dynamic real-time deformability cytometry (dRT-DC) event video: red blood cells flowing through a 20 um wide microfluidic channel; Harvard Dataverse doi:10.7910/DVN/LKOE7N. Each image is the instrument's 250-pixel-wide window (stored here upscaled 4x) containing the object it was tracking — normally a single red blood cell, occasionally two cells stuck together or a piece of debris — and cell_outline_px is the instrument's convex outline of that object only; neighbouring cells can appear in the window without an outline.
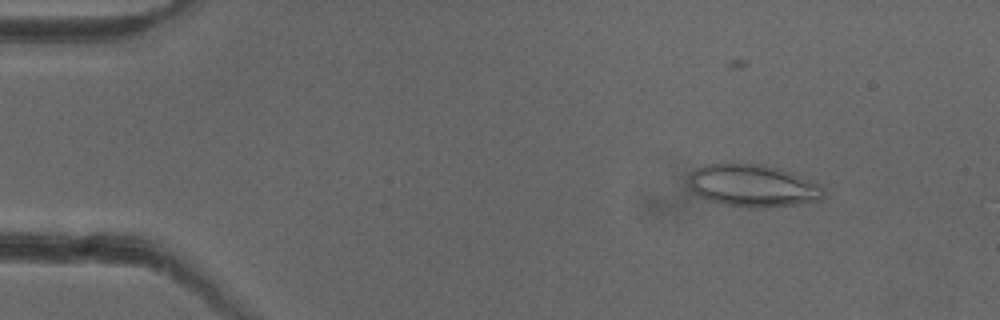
{"species": "common noctule bat (a hibernating species)", "species_latin": "Nyctalus noctula", "temperature_condition": "cold", "stored_images_in_passage": 44, "camera_frame_rate_fps": 3000, "um_per_image_px": 0.085, "animal": {"sex": "female"}, "frame": {"image": 1, "passage_image": 5, "time_ms": 1.333, "image_size_px": [1000, 320], "cell_outline_px": [[824, 196], [820, 200], [796, 204], [764, 208], [752, 208], [724, 204], [708, 200], [700, 196], [688, 184], [688, 176], [696, 168], [704, 164], [764, 164], [780, 168], [820, 184], [824, 188]], "centroid_in_image_um": [64.0, 15.78], "position_along_channel_um": 21.0, "area_um2": 33.29}}
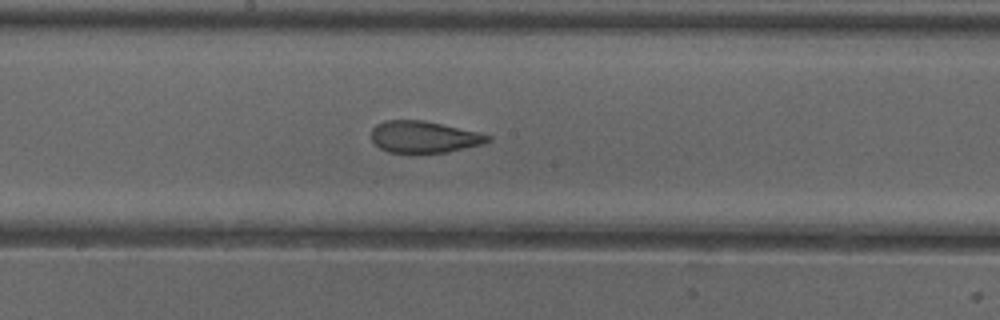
{"frame": {"image": 2, "passage_image": 26, "time_ms": 8.333, "image_size_px": [1000, 320], "cell_outline_px": [[492, 140], [484, 144], [448, 152], [388, 152], [380, 148], [372, 140], [372, 128], [376, 124], [384, 120], [424, 120], [476, 132], [492, 136]], "centroid_in_image_um": [36.04, 11.63], "position_along_channel_um": 212.2, "area_um2": 21.39}}
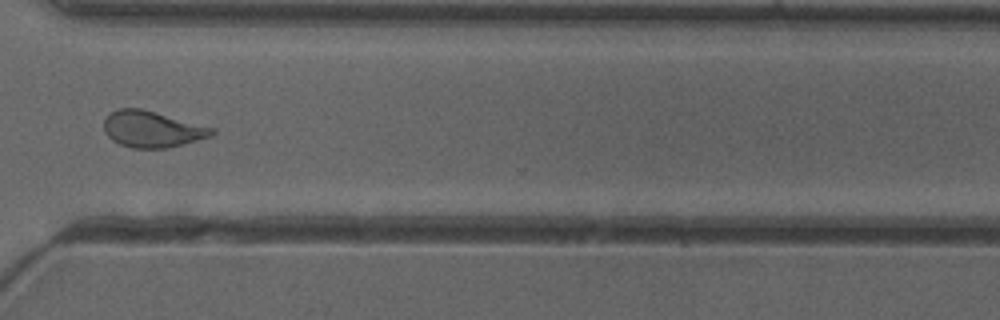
{"frame": {"image": 3, "passage_image": 37, "time_ms": 12.0, "image_size_px": [1000, 320], "cell_outline_px": [[216, 132], [212, 136], [168, 148], [132, 148], [120, 144], [112, 140], [104, 132], [104, 120], [112, 112], [120, 108], [140, 108], [216, 128]], "centroid_in_image_um": [12.95, 10.99], "position_along_channel_um": 357.6, "area_um2": 22.77}}